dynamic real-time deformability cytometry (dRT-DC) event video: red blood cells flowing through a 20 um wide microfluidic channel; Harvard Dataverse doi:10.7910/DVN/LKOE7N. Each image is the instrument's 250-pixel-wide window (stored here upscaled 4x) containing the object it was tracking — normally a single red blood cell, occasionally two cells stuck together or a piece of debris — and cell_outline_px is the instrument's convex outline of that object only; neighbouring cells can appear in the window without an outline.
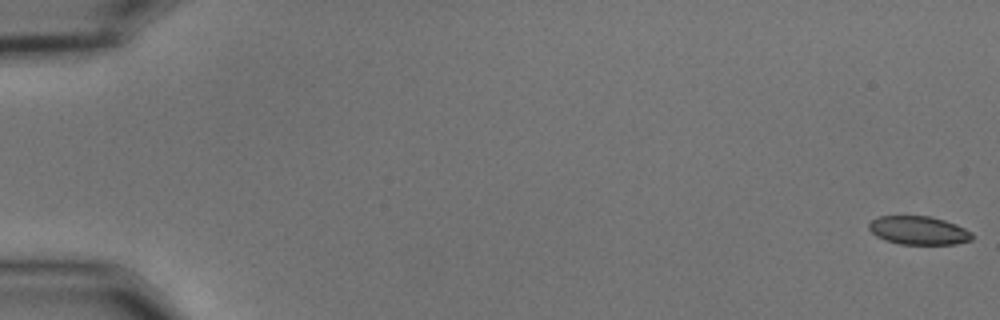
{"species": "common noctule bat (a hibernating species)", "species_latin": "Nyctalus noctula", "temperature_condition": "cold", "stored_images_in_passage": 56, "camera_frame_rate_fps": 3000, "um_per_image_px": 0.085, "animal": {"sex": "male", "body_mass_g": 15.6}, "frame": {"image": 1, "passage_image": 1, "time_ms": 0.0, "image_size_px": [1000, 320], "cell_outline_px": [[972, 240], [956, 244], [900, 244], [876, 236], [868, 228], [868, 224], [872, 220], [880, 216], [928, 216], [944, 220], [956, 224], [972, 232]], "centroid_in_image_um": [78.1, 19.58], "position_along_channel_um": 6.9, "area_um2": 16.99}}
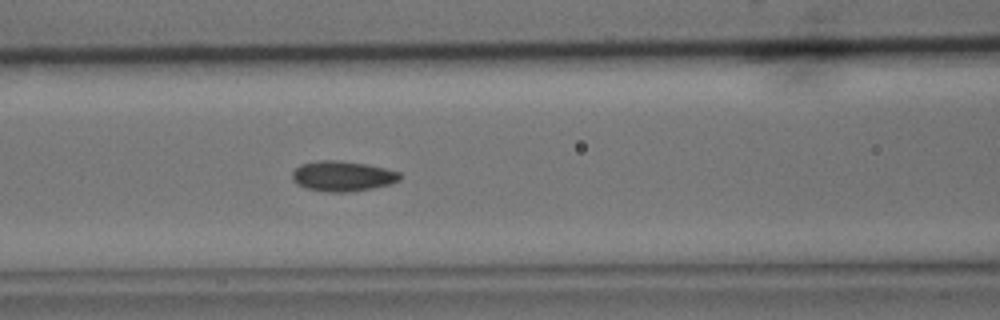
{"frame": {"image": 2, "passage_image": 25, "time_ms": 8.0, "image_size_px": [1000, 320], "cell_outline_px": [[400, 180], [388, 184], [372, 188], [344, 192], [328, 192], [308, 188], [296, 184], [292, 180], [292, 172], [300, 164], [316, 160], [336, 160], [368, 164], [400, 172]], "centroid_in_image_um": [29.08, 14.95], "position_along_channel_um": 137.5, "area_um2": 18.9}}
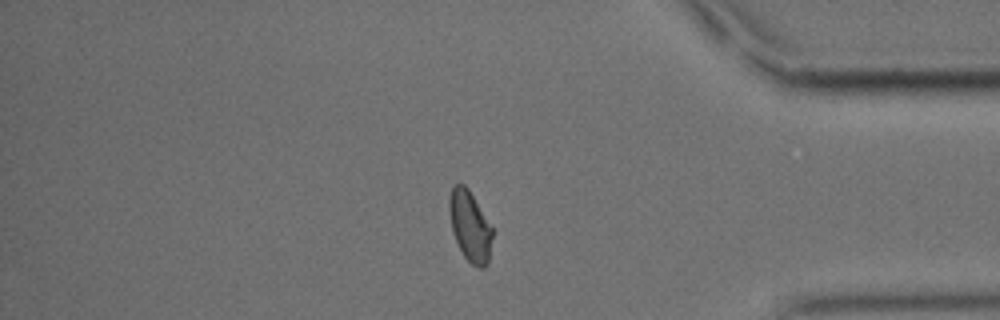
{"frame": {"image": 3, "passage_image": 48, "time_ms": 15.667, "image_size_px": [1000, 320], "cell_outline_px": [[492, 236], [488, 260], [484, 268], [480, 268], [472, 264], [464, 256], [452, 232], [448, 208], [448, 200], [452, 188], [456, 184], [464, 184], [468, 188], [492, 228]], "centroid_in_image_um": [39.92, 19.21], "position_along_channel_um": 395.3, "area_um2": 17.4}, "authors_computed_cell_mechanics": {"area_um2": 18.1781, "velocity_mm_per_s": 3.65, "shape_relaxation_time_tau1_ms": 5.2065, "shape_relaxation_time_tau2_ms": 1.5261, "deformation_change_tau1": 0.0933, "deformation_change_tau2": 0.0465}}